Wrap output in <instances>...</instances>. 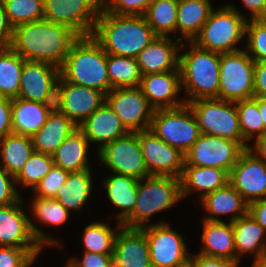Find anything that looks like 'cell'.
<instances>
[{"label": "cell", "mask_w": 266, "mask_h": 267, "mask_svg": "<svg viewBox=\"0 0 266 267\" xmlns=\"http://www.w3.org/2000/svg\"><path fill=\"white\" fill-rule=\"evenodd\" d=\"M102 6L103 0H44V19L91 36Z\"/></svg>", "instance_id": "obj_11"}, {"label": "cell", "mask_w": 266, "mask_h": 267, "mask_svg": "<svg viewBox=\"0 0 266 267\" xmlns=\"http://www.w3.org/2000/svg\"><path fill=\"white\" fill-rule=\"evenodd\" d=\"M121 231L115 239L112 267H152L150 247L141 228H129L119 224Z\"/></svg>", "instance_id": "obj_18"}, {"label": "cell", "mask_w": 266, "mask_h": 267, "mask_svg": "<svg viewBox=\"0 0 266 267\" xmlns=\"http://www.w3.org/2000/svg\"><path fill=\"white\" fill-rule=\"evenodd\" d=\"M78 128L83 132L88 141L103 142V145L129 133L122 124L120 117L106 101Z\"/></svg>", "instance_id": "obj_22"}, {"label": "cell", "mask_w": 266, "mask_h": 267, "mask_svg": "<svg viewBox=\"0 0 266 267\" xmlns=\"http://www.w3.org/2000/svg\"><path fill=\"white\" fill-rule=\"evenodd\" d=\"M252 151L246 149L229 173V183L248 204L266 198V162Z\"/></svg>", "instance_id": "obj_17"}, {"label": "cell", "mask_w": 266, "mask_h": 267, "mask_svg": "<svg viewBox=\"0 0 266 267\" xmlns=\"http://www.w3.org/2000/svg\"><path fill=\"white\" fill-rule=\"evenodd\" d=\"M179 0H154L144 18L157 36H166L176 30Z\"/></svg>", "instance_id": "obj_37"}, {"label": "cell", "mask_w": 266, "mask_h": 267, "mask_svg": "<svg viewBox=\"0 0 266 267\" xmlns=\"http://www.w3.org/2000/svg\"><path fill=\"white\" fill-rule=\"evenodd\" d=\"M209 0H179L176 30L192 42L212 12Z\"/></svg>", "instance_id": "obj_30"}, {"label": "cell", "mask_w": 266, "mask_h": 267, "mask_svg": "<svg viewBox=\"0 0 266 267\" xmlns=\"http://www.w3.org/2000/svg\"><path fill=\"white\" fill-rule=\"evenodd\" d=\"M203 229L202 241L205 246L199 254L239 262V258L233 253H236V249L231 221L226 224L217 217H208L204 220Z\"/></svg>", "instance_id": "obj_23"}, {"label": "cell", "mask_w": 266, "mask_h": 267, "mask_svg": "<svg viewBox=\"0 0 266 267\" xmlns=\"http://www.w3.org/2000/svg\"><path fill=\"white\" fill-rule=\"evenodd\" d=\"M105 101V95L89 87L80 86L65 81L63 112L70 120L79 126ZM81 118V121H77Z\"/></svg>", "instance_id": "obj_24"}, {"label": "cell", "mask_w": 266, "mask_h": 267, "mask_svg": "<svg viewBox=\"0 0 266 267\" xmlns=\"http://www.w3.org/2000/svg\"><path fill=\"white\" fill-rule=\"evenodd\" d=\"M138 139L150 176L181 178L185 157L180 150L165 143L149 129L139 131Z\"/></svg>", "instance_id": "obj_15"}, {"label": "cell", "mask_w": 266, "mask_h": 267, "mask_svg": "<svg viewBox=\"0 0 266 267\" xmlns=\"http://www.w3.org/2000/svg\"><path fill=\"white\" fill-rule=\"evenodd\" d=\"M12 132L32 137L47 121L49 116L40 102L12 99Z\"/></svg>", "instance_id": "obj_29"}, {"label": "cell", "mask_w": 266, "mask_h": 267, "mask_svg": "<svg viewBox=\"0 0 266 267\" xmlns=\"http://www.w3.org/2000/svg\"><path fill=\"white\" fill-rule=\"evenodd\" d=\"M60 76L71 83L101 91H110L107 53L92 36H80L71 46Z\"/></svg>", "instance_id": "obj_3"}, {"label": "cell", "mask_w": 266, "mask_h": 267, "mask_svg": "<svg viewBox=\"0 0 266 267\" xmlns=\"http://www.w3.org/2000/svg\"><path fill=\"white\" fill-rule=\"evenodd\" d=\"M202 202L208 212L215 215L235 212L231 222L248 213V203L242 195L228 182L225 186L218 188L202 197Z\"/></svg>", "instance_id": "obj_33"}, {"label": "cell", "mask_w": 266, "mask_h": 267, "mask_svg": "<svg viewBox=\"0 0 266 267\" xmlns=\"http://www.w3.org/2000/svg\"><path fill=\"white\" fill-rule=\"evenodd\" d=\"M252 267H266V263H253Z\"/></svg>", "instance_id": "obj_58"}, {"label": "cell", "mask_w": 266, "mask_h": 267, "mask_svg": "<svg viewBox=\"0 0 266 267\" xmlns=\"http://www.w3.org/2000/svg\"><path fill=\"white\" fill-rule=\"evenodd\" d=\"M138 182V179L117 173L104 182L109 199L123 211L118 215L120 224L134 211Z\"/></svg>", "instance_id": "obj_32"}, {"label": "cell", "mask_w": 266, "mask_h": 267, "mask_svg": "<svg viewBox=\"0 0 266 267\" xmlns=\"http://www.w3.org/2000/svg\"><path fill=\"white\" fill-rule=\"evenodd\" d=\"M34 259L26 248L0 247V267H29Z\"/></svg>", "instance_id": "obj_46"}, {"label": "cell", "mask_w": 266, "mask_h": 267, "mask_svg": "<svg viewBox=\"0 0 266 267\" xmlns=\"http://www.w3.org/2000/svg\"><path fill=\"white\" fill-rule=\"evenodd\" d=\"M245 150L237 141L201 134L184 154V166L215 167L230 173Z\"/></svg>", "instance_id": "obj_12"}, {"label": "cell", "mask_w": 266, "mask_h": 267, "mask_svg": "<svg viewBox=\"0 0 266 267\" xmlns=\"http://www.w3.org/2000/svg\"><path fill=\"white\" fill-rule=\"evenodd\" d=\"M13 27L10 25L4 7L0 2V48H10Z\"/></svg>", "instance_id": "obj_53"}, {"label": "cell", "mask_w": 266, "mask_h": 267, "mask_svg": "<svg viewBox=\"0 0 266 267\" xmlns=\"http://www.w3.org/2000/svg\"><path fill=\"white\" fill-rule=\"evenodd\" d=\"M88 139L77 128L51 155L54 165L70 173L89 170L87 166Z\"/></svg>", "instance_id": "obj_26"}, {"label": "cell", "mask_w": 266, "mask_h": 267, "mask_svg": "<svg viewBox=\"0 0 266 267\" xmlns=\"http://www.w3.org/2000/svg\"><path fill=\"white\" fill-rule=\"evenodd\" d=\"M79 37L70 27L43 19L13 28L10 48L25 60L60 68Z\"/></svg>", "instance_id": "obj_1"}, {"label": "cell", "mask_w": 266, "mask_h": 267, "mask_svg": "<svg viewBox=\"0 0 266 267\" xmlns=\"http://www.w3.org/2000/svg\"><path fill=\"white\" fill-rule=\"evenodd\" d=\"M15 180L4 168H0V207L10 205L20 200L19 194L14 189L9 178Z\"/></svg>", "instance_id": "obj_48"}, {"label": "cell", "mask_w": 266, "mask_h": 267, "mask_svg": "<svg viewBox=\"0 0 266 267\" xmlns=\"http://www.w3.org/2000/svg\"><path fill=\"white\" fill-rule=\"evenodd\" d=\"M69 173L54 165L50 172L33 189L38 193L36 197L53 199L58 190L65 184Z\"/></svg>", "instance_id": "obj_44"}, {"label": "cell", "mask_w": 266, "mask_h": 267, "mask_svg": "<svg viewBox=\"0 0 266 267\" xmlns=\"http://www.w3.org/2000/svg\"><path fill=\"white\" fill-rule=\"evenodd\" d=\"M12 99L0 96V139L12 132Z\"/></svg>", "instance_id": "obj_50"}, {"label": "cell", "mask_w": 266, "mask_h": 267, "mask_svg": "<svg viewBox=\"0 0 266 267\" xmlns=\"http://www.w3.org/2000/svg\"><path fill=\"white\" fill-rule=\"evenodd\" d=\"M183 38H178L175 43L167 36H157L136 57L140 72L143 75L149 73H162L179 70V57L176 46Z\"/></svg>", "instance_id": "obj_21"}, {"label": "cell", "mask_w": 266, "mask_h": 267, "mask_svg": "<svg viewBox=\"0 0 266 267\" xmlns=\"http://www.w3.org/2000/svg\"><path fill=\"white\" fill-rule=\"evenodd\" d=\"M259 113L266 130V98L259 97Z\"/></svg>", "instance_id": "obj_57"}, {"label": "cell", "mask_w": 266, "mask_h": 267, "mask_svg": "<svg viewBox=\"0 0 266 267\" xmlns=\"http://www.w3.org/2000/svg\"><path fill=\"white\" fill-rule=\"evenodd\" d=\"M240 129L243 137V147L248 149L245 141L253 137L254 132L261 136L266 130L259 113V97L236 102Z\"/></svg>", "instance_id": "obj_39"}, {"label": "cell", "mask_w": 266, "mask_h": 267, "mask_svg": "<svg viewBox=\"0 0 266 267\" xmlns=\"http://www.w3.org/2000/svg\"><path fill=\"white\" fill-rule=\"evenodd\" d=\"M191 47L190 51L179 56L181 84L191 95V99L185 100V103L217 98L221 54L200 48L193 42Z\"/></svg>", "instance_id": "obj_4"}, {"label": "cell", "mask_w": 266, "mask_h": 267, "mask_svg": "<svg viewBox=\"0 0 266 267\" xmlns=\"http://www.w3.org/2000/svg\"><path fill=\"white\" fill-rule=\"evenodd\" d=\"M60 76V68L39 61L25 60L22 66L18 98L40 102L50 85Z\"/></svg>", "instance_id": "obj_20"}, {"label": "cell", "mask_w": 266, "mask_h": 267, "mask_svg": "<svg viewBox=\"0 0 266 267\" xmlns=\"http://www.w3.org/2000/svg\"><path fill=\"white\" fill-rule=\"evenodd\" d=\"M255 61L246 51L221 54L218 99L237 102L254 97Z\"/></svg>", "instance_id": "obj_9"}, {"label": "cell", "mask_w": 266, "mask_h": 267, "mask_svg": "<svg viewBox=\"0 0 266 267\" xmlns=\"http://www.w3.org/2000/svg\"><path fill=\"white\" fill-rule=\"evenodd\" d=\"M181 180V196L191 191L205 190L204 195L214 192L229 182V173L215 167L184 166Z\"/></svg>", "instance_id": "obj_28"}, {"label": "cell", "mask_w": 266, "mask_h": 267, "mask_svg": "<svg viewBox=\"0 0 266 267\" xmlns=\"http://www.w3.org/2000/svg\"><path fill=\"white\" fill-rule=\"evenodd\" d=\"M149 130L183 154L201 135L195 115L187 103L176 108L156 109Z\"/></svg>", "instance_id": "obj_7"}, {"label": "cell", "mask_w": 266, "mask_h": 267, "mask_svg": "<svg viewBox=\"0 0 266 267\" xmlns=\"http://www.w3.org/2000/svg\"><path fill=\"white\" fill-rule=\"evenodd\" d=\"M255 148L257 151L256 156L266 162V131L257 137Z\"/></svg>", "instance_id": "obj_56"}, {"label": "cell", "mask_w": 266, "mask_h": 267, "mask_svg": "<svg viewBox=\"0 0 266 267\" xmlns=\"http://www.w3.org/2000/svg\"><path fill=\"white\" fill-rule=\"evenodd\" d=\"M145 228L141 229L149 242L152 267H186L190 257L179 234L163 223Z\"/></svg>", "instance_id": "obj_16"}, {"label": "cell", "mask_w": 266, "mask_h": 267, "mask_svg": "<svg viewBox=\"0 0 266 267\" xmlns=\"http://www.w3.org/2000/svg\"><path fill=\"white\" fill-rule=\"evenodd\" d=\"M103 0V10L118 15H140L143 16L148 6L154 0H110V3ZM109 5V6H108Z\"/></svg>", "instance_id": "obj_45"}, {"label": "cell", "mask_w": 266, "mask_h": 267, "mask_svg": "<svg viewBox=\"0 0 266 267\" xmlns=\"http://www.w3.org/2000/svg\"><path fill=\"white\" fill-rule=\"evenodd\" d=\"M246 24V18L228 5L211 12L192 42L200 48L220 54L239 51L233 46L246 33Z\"/></svg>", "instance_id": "obj_6"}, {"label": "cell", "mask_w": 266, "mask_h": 267, "mask_svg": "<svg viewBox=\"0 0 266 267\" xmlns=\"http://www.w3.org/2000/svg\"><path fill=\"white\" fill-rule=\"evenodd\" d=\"M100 159L113 172L135 179L150 176L138 139V132H129L123 137L100 146Z\"/></svg>", "instance_id": "obj_13"}, {"label": "cell", "mask_w": 266, "mask_h": 267, "mask_svg": "<svg viewBox=\"0 0 266 267\" xmlns=\"http://www.w3.org/2000/svg\"><path fill=\"white\" fill-rule=\"evenodd\" d=\"M66 267H112V256L85 251L82 261L73 259Z\"/></svg>", "instance_id": "obj_49"}, {"label": "cell", "mask_w": 266, "mask_h": 267, "mask_svg": "<svg viewBox=\"0 0 266 267\" xmlns=\"http://www.w3.org/2000/svg\"><path fill=\"white\" fill-rule=\"evenodd\" d=\"M57 81L60 84H57ZM65 93V80L59 76L50 85L47 94L42 101L49 115L61 114L63 112V99Z\"/></svg>", "instance_id": "obj_47"}, {"label": "cell", "mask_w": 266, "mask_h": 267, "mask_svg": "<svg viewBox=\"0 0 266 267\" xmlns=\"http://www.w3.org/2000/svg\"><path fill=\"white\" fill-rule=\"evenodd\" d=\"M105 101L120 117L129 132L150 128L155 109L149 104L139 86L112 89L105 95Z\"/></svg>", "instance_id": "obj_14"}, {"label": "cell", "mask_w": 266, "mask_h": 267, "mask_svg": "<svg viewBox=\"0 0 266 267\" xmlns=\"http://www.w3.org/2000/svg\"><path fill=\"white\" fill-rule=\"evenodd\" d=\"M53 166L54 162L51 155L33 152L14 181H20L24 186L29 185L34 189Z\"/></svg>", "instance_id": "obj_41"}, {"label": "cell", "mask_w": 266, "mask_h": 267, "mask_svg": "<svg viewBox=\"0 0 266 267\" xmlns=\"http://www.w3.org/2000/svg\"><path fill=\"white\" fill-rule=\"evenodd\" d=\"M252 12V19L266 18V0H242Z\"/></svg>", "instance_id": "obj_55"}, {"label": "cell", "mask_w": 266, "mask_h": 267, "mask_svg": "<svg viewBox=\"0 0 266 267\" xmlns=\"http://www.w3.org/2000/svg\"><path fill=\"white\" fill-rule=\"evenodd\" d=\"M138 182L134 211L121 223L129 228H142L149 217L171 207L181 199V180L172 176H148L145 184Z\"/></svg>", "instance_id": "obj_5"}, {"label": "cell", "mask_w": 266, "mask_h": 267, "mask_svg": "<svg viewBox=\"0 0 266 267\" xmlns=\"http://www.w3.org/2000/svg\"><path fill=\"white\" fill-rule=\"evenodd\" d=\"M24 62L25 59L11 48H0V96L18 97Z\"/></svg>", "instance_id": "obj_36"}, {"label": "cell", "mask_w": 266, "mask_h": 267, "mask_svg": "<svg viewBox=\"0 0 266 267\" xmlns=\"http://www.w3.org/2000/svg\"><path fill=\"white\" fill-rule=\"evenodd\" d=\"M0 142L3 168L16 177L34 152L31 137L11 133Z\"/></svg>", "instance_id": "obj_31"}, {"label": "cell", "mask_w": 266, "mask_h": 267, "mask_svg": "<svg viewBox=\"0 0 266 267\" xmlns=\"http://www.w3.org/2000/svg\"><path fill=\"white\" fill-rule=\"evenodd\" d=\"M254 97L266 98V61L255 62Z\"/></svg>", "instance_id": "obj_52"}, {"label": "cell", "mask_w": 266, "mask_h": 267, "mask_svg": "<svg viewBox=\"0 0 266 267\" xmlns=\"http://www.w3.org/2000/svg\"><path fill=\"white\" fill-rule=\"evenodd\" d=\"M77 128L64 113L49 115L45 124L31 137L34 152L52 155Z\"/></svg>", "instance_id": "obj_25"}, {"label": "cell", "mask_w": 266, "mask_h": 267, "mask_svg": "<svg viewBox=\"0 0 266 267\" xmlns=\"http://www.w3.org/2000/svg\"><path fill=\"white\" fill-rule=\"evenodd\" d=\"M107 54L136 58L157 35L140 15H118L103 9L91 35Z\"/></svg>", "instance_id": "obj_2"}, {"label": "cell", "mask_w": 266, "mask_h": 267, "mask_svg": "<svg viewBox=\"0 0 266 267\" xmlns=\"http://www.w3.org/2000/svg\"><path fill=\"white\" fill-rule=\"evenodd\" d=\"M10 25H19L44 19V0H0Z\"/></svg>", "instance_id": "obj_38"}, {"label": "cell", "mask_w": 266, "mask_h": 267, "mask_svg": "<svg viewBox=\"0 0 266 267\" xmlns=\"http://www.w3.org/2000/svg\"><path fill=\"white\" fill-rule=\"evenodd\" d=\"M186 103L195 115L201 134L234 140L243 146L236 102L202 98Z\"/></svg>", "instance_id": "obj_8"}, {"label": "cell", "mask_w": 266, "mask_h": 267, "mask_svg": "<svg viewBox=\"0 0 266 267\" xmlns=\"http://www.w3.org/2000/svg\"><path fill=\"white\" fill-rule=\"evenodd\" d=\"M32 206L35 217L48 224H62L69 214L55 199L36 197Z\"/></svg>", "instance_id": "obj_43"}, {"label": "cell", "mask_w": 266, "mask_h": 267, "mask_svg": "<svg viewBox=\"0 0 266 267\" xmlns=\"http://www.w3.org/2000/svg\"><path fill=\"white\" fill-rule=\"evenodd\" d=\"M195 256V259L190 257L186 267H237L238 265V263L224 258L209 257L202 254Z\"/></svg>", "instance_id": "obj_51"}, {"label": "cell", "mask_w": 266, "mask_h": 267, "mask_svg": "<svg viewBox=\"0 0 266 267\" xmlns=\"http://www.w3.org/2000/svg\"><path fill=\"white\" fill-rule=\"evenodd\" d=\"M246 33H248V50H251V58L255 62L266 61V18L251 19L246 24Z\"/></svg>", "instance_id": "obj_42"}, {"label": "cell", "mask_w": 266, "mask_h": 267, "mask_svg": "<svg viewBox=\"0 0 266 267\" xmlns=\"http://www.w3.org/2000/svg\"><path fill=\"white\" fill-rule=\"evenodd\" d=\"M21 201L0 207V247L26 248L36 257L44 243L57 245L58 242L45 237L31 223L18 207Z\"/></svg>", "instance_id": "obj_10"}, {"label": "cell", "mask_w": 266, "mask_h": 267, "mask_svg": "<svg viewBox=\"0 0 266 267\" xmlns=\"http://www.w3.org/2000/svg\"><path fill=\"white\" fill-rule=\"evenodd\" d=\"M115 234L106 224L92 223L85 228L84 244L86 252L112 254L115 247Z\"/></svg>", "instance_id": "obj_40"}, {"label": "cell", "mask_w": 266, "mask_h": 267, "mask_svg": "<svg viewBox=\"0 0 266 267\" xmlns=\"http://www.w3.org/2000/svg\"><path fill=\"white\" fill-rule=\"evenodd\" d=\"M139 87L155 110L176 108L186 104L173 99L181 87L180 70L143 75Z\"/></svg>", "instance_id": "obj_19"}, {"label": "cell", "mask_w": 266, "mask_h": 267, "mask_svg": "<svg viewBox=\"0 0 266 267\" xmlns=\"http://www.w3.org/2000/svg\"><path fill=\"white\" fill-rule=\"evenodd\" d=\"M107 72L110 91L140 86L142 74L136 58L107 54Z\"/></svg>", "instance_id": "obj_35"}, {"label": "cell", "mask_w": 266, "mask_h": 267, "mask_svg": "<svg viewBox=\"0 0 266 267\" xmlns=\"http://www.w3.org/2000/svg\"><path fill=\"white\" fill-rule=\"evenodd\" d=\"M248 214L266 231V198L249 203Z\"/></svg>", "instance_id": "obj_54"}, {"label": "cell", "mask_w": 266, "mask_h": 267, "mask_svg": "<svg viewBox=\"0 0 266 267\" xmlns=\"http://www.w3.org/2000/svg\"><path fill=\"white\" fill-rule=\"evenodd\" d=\"M237 253L255 251L254 263H266V242L261 243L265 230L248 213L232 222Z\"/></svg>", "instance_id": "obj_27"}, {"label": "cell", "mask_w": 266, "mask_h": 267, "mask_svg": "<svg viewBox=\"0 0 266 267\" xmlns=\"http://www.w3.org/2000/svg\"><path fill=\"white\" fill-rule=\"evenodd\" d=\"M90 174V170L69 173L65 184L53 199L68 211L81 208L91 192Z\"/></svg>", "instance_id": "obj_34"}]
</instances>
